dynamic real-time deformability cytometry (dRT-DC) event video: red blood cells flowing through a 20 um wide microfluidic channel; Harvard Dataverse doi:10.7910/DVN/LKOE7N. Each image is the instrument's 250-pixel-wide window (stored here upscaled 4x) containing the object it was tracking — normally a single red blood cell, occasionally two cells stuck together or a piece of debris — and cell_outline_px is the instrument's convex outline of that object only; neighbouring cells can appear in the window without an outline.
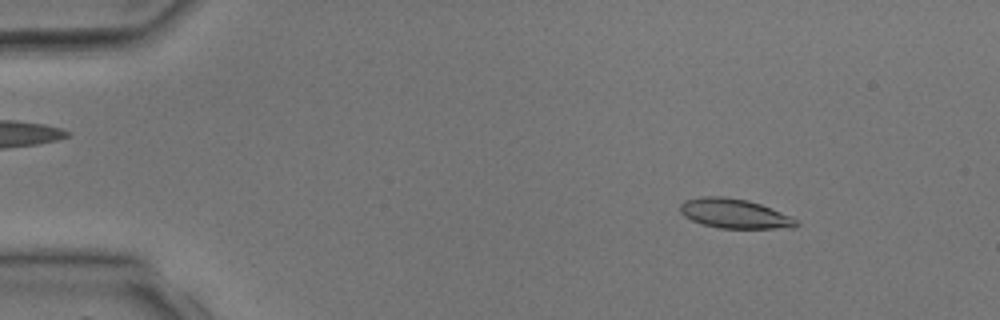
{"species": "common noctule bat (a hibernating species)", "species_latin": "Nyctalus noctula", "temperature_condition": "room temperature", "stored_images_in_passage": 3, "camera_frame_rate_fps": 3000, "um_per_image_px": 0.085, "animal": {"sex": "male", "body_mass_g": 17.9, "forearm_length_mm": 54.2}, "frame": {"image": 1, "passage_image": 3, "time_ms": 3.0, "image_size_px": [1000, 320], "cell_outline_px": [[800, 224], [796, 228], [720, 228], [704, 224], [692, 220], [684, 216], [680, 212], [680, 204], [684, 200], [700, 196], [724, 196], [748, 200], [760, 204], [792, 216]], "centroid_in_image_um": [62.44, 18.15], "position_along_channel_um": 22.6, "area_um2": 20.06}}